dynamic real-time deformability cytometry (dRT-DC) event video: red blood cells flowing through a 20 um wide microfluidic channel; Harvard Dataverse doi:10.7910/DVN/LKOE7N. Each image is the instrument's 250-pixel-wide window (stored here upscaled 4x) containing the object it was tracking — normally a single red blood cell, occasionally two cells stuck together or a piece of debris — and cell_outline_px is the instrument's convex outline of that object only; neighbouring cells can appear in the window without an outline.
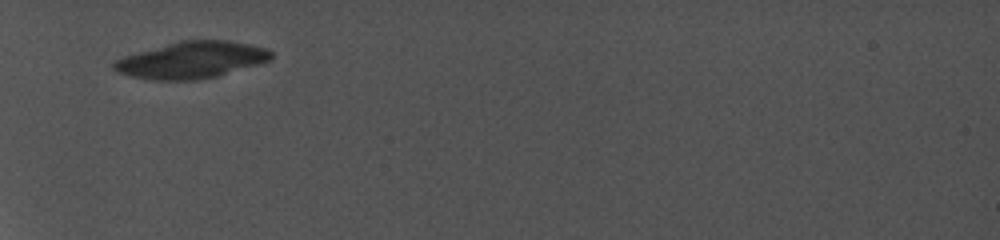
{"species": "common noctule bat (a hibernating species)", "species_latin": "Nyctalus noctula", "temperature_condition": "cold", "stored_images_in_passage": 3, "camera_frame_rate_fps": 5000, "um_per_image_px": 0.085, "animal": {"sex": "female", "body_mass_g": 19.0, "forearm_length_mm": 56.7}, "frame": {"image": 1, "passage_image": 1, "time_ms": 0.0, "image_size_px": [1000, 240], "cell_outline_px": [[272, 60], [260, 64], [216, 76], [188, 80], [160, 80], [136, 76], [120, 72], [112, 68], [112, 60], [124, 56], [180, 40], [228, 40], [268, 48], [272, 52]], "centroid_in_image_um": [16.33, 5.08], "position_along_channel_um": 68.7, "area_um2": 33.23}}